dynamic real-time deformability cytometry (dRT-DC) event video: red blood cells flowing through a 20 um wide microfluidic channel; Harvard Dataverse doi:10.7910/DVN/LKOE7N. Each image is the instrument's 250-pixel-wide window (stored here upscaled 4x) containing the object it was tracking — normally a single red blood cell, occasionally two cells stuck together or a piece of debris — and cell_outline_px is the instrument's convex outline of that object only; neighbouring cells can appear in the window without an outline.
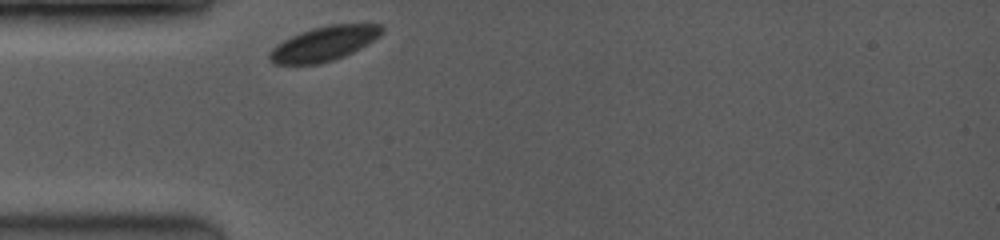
{"species": "common noctule bat (a hibernating species)", "species_latin": "Nyctalus noctula", "temperature_condition": "room temperature", "stored_images_in_passage": 34, "camera_frame_rate_fps": 3500, "um_per_image_px": 0.085, "animal": {"sex": "female", "body_mass_g": 19.0, "forearm_length_mm": 53.3}, "frame": {"image": 1, "passage_image": 1, "time_ms": 0.0, "image_size_px": [1000, 240], "cell_outline_px": [[384, 32], [380, 36], [368, 44], [344, 56], [320, 64], [276, 64], [268, 60], [268, 52], [276, 44], [300, 32], [312, 28], [328, 24], [384, 24]], "centroid_in_image_um": [27.55, 3.7], "position_along_channel_um": 57.4, "area_um2": 22.77}}
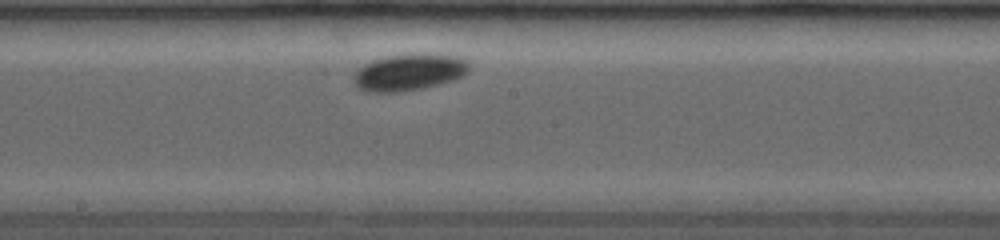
{"frame": {"image": 2, "passage_image": 16, "time_ms": 4.286, "image_size_px": [1000, 240], "cell_outline_px": [[468, 72], [464, 76], [440, 84], [420, 88], [396, 92], [368, 92], [356, 88], [352, 76], [364, 64], [372, 60], [388, 56], [424, 52], [456, 56], [464, 60], [468, 64]], "centroid_in_image_um": [34.75, 6.13], "position_along_channel_um": 213.5, "area_um2": 24.8}}
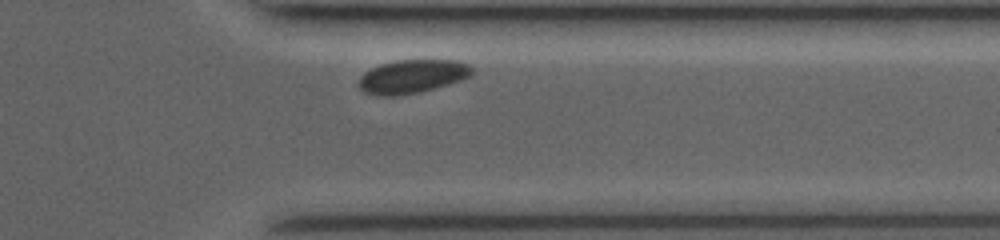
{"frame": {"image": 3, "passage_image": 31, "time_ms": 8.571, "image_size_px": [1000, 240], "cell_outline_px": [[472, 76], [448, 84], [420, 92], [396, 96], [376, 96], [364, 92], [360, 88], [360, 76], [364, 72], [380, 64], [396, 60], [460, 60], [468, 64], [472, 68]], "centroid_in_image_um": [35.04, 6.5], "position_along_channel_um": 376.4, "area_um2": 22.2}}